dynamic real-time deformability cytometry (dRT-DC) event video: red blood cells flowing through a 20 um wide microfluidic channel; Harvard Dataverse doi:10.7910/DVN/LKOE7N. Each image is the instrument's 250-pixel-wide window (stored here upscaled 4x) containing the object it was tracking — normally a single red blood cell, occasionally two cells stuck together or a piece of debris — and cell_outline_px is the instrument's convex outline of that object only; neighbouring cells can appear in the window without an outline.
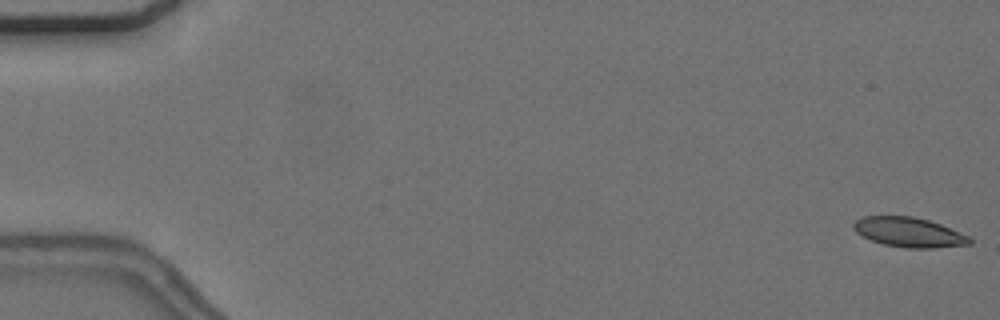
{"species": "common noctule bat (a hibernating species)", "species_latin": "Nyctalus noctula", "temperature_condition": "cold", "stored_images_in_passage": 9, "camera_frame_rate_fps": 3000, "um_per_image_px": 0.085, "animal": {"sex": "female", "body_mass_g": 24.6, "forearm_length_mm": 56.2}, "frame": {"image": 1, "passage_image": 1, "time_ms": 0.0, "image_size_px": [1000, 320], "cell_outline_px": [[972, 244], [932, 248], [908, 248], [884, 244], [872, 240], [856, 232], [852, 228], [852, 224], [856, 220], [864, 216], [912, 216], [928, 220], [940, 224], [968, 236], [972, 240]], "centroid_in_image_um": [77.25, 19.74], "position_along_channel_um": 7.8, "area_um2": 19.88}}